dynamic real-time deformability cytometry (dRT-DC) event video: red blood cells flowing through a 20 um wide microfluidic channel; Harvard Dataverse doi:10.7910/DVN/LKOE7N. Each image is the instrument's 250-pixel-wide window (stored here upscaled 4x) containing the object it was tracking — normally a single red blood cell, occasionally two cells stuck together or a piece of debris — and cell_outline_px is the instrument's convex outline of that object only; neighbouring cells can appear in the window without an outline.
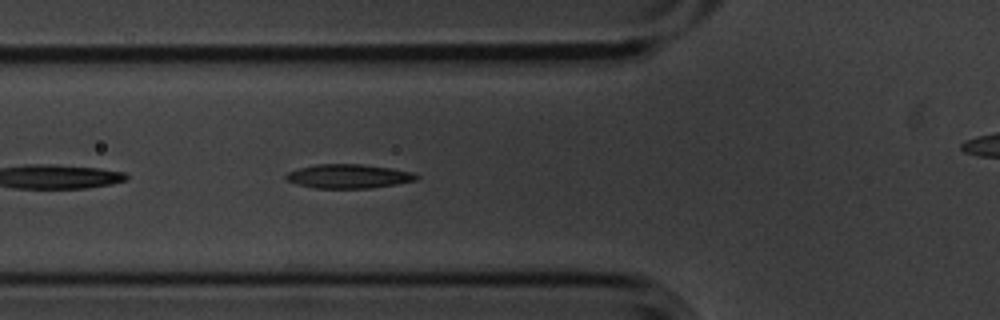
{"species": "common noctule bat (a hibernating species)", "species_latin": "Nyctalus noctula", "temperature_condition": "cold", "stored_images_in_passage": 4, "segment_of_instrument_passage": [1, 2], "camera_frame_rate_fps": 3000, "um_per_image_px": 0.085, "animal": {"sex": "male", "body_mass_g": 20.1, "forearm_length_mm": 53.5}, "frame": {"image": 1, "passage_image": 3, "time_ms": 0.667, "image_size_px": [1000, 320], "cell_outline_px": [[420, 176], [416, 180], [396, 184], [372, 188], [316, 188], [300, 184], [288, 180], [284, 176], [288, 172], [296, 168], [316, 164], [360, 164], [392, 168], [416, 172]], "centroid_in_image_um": [29.68, 14.97], "position_along_channel_um": 96.1, "area_um2": 18.32}}